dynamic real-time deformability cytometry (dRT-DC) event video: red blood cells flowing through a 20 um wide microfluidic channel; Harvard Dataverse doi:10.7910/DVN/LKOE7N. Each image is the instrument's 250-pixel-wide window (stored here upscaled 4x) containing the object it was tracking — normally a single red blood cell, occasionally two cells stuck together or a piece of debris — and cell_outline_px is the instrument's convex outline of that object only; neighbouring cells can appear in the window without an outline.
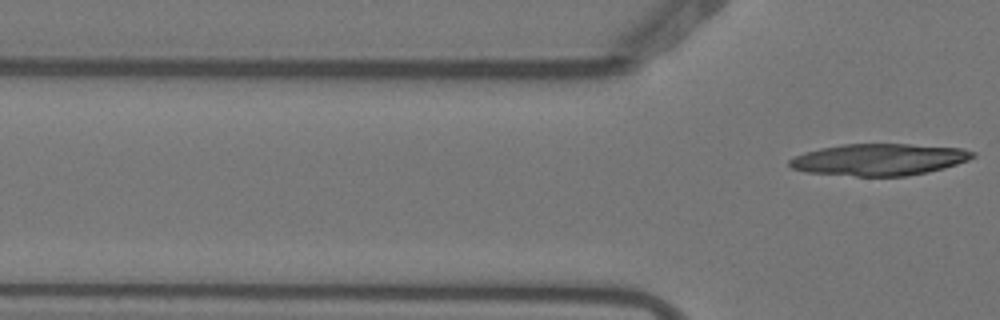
{"species": "Egyptian fruit bat (a non-hibernating species)", "species_latin": "Rousettus aegyptiacus", "temperature_condition": "warm", "stored_images_in_passage": 4, "camera_frame_rate_fps": 3000, "um_per_image_px": 0.085, "animal": {"sex": "female"}, "frame": {"image": 1, "passage_image": 4, "time_ms": 1.0, "image_size_px": [1000, 320], "cell_outline_px": [[976, 156], [968, 160], [944, 168], [928, 172], [904, 176], [856, 176], [808, 172], [792, 168], [788, 164], [788, 160], [804, 152], [820, 148], [844, 144], [908, 144], [964, 148], [976, 152]], "centroid_in_image_um": [74.75, 13.56], "position_along_channel_um": 51.0, "area_um2": 33.87}}